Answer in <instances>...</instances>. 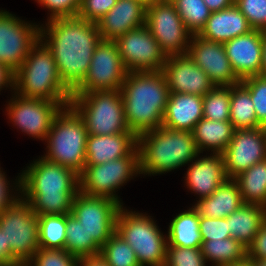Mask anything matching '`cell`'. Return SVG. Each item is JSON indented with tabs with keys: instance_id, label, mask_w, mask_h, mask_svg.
Returning <instances> with one entry per match:
<instances>
[{
	"instance_id": "55",
	"label": "cell",
	"mask_w": 266,
	"mask_h": 266,
	"mask_svg": "<svg viewBox=\"0 0 266 266\" xmlns=\"http://www.w3.org/2000/svg\"><path fill=\"white\" fill-rule=\"evenodd\" d=\"M133 1L143 2L147 6L151 0H133Z\"/></svg>"
},
{
	"instance_id": "4",
	"label": "cell",
	"mask_w": 266,
	"mask_h": 266,
	"mask_svg": "<svg viewBox=\"0 0 266 266\" xmlns=\"http://www.w3.org/2000/svg\"><path fill=\"white\" fill-rule=\"evenodd\" d=\"M139 173L157 175L190 163L198 154L192 132L166 127L138 135Z\"/></svg>"
},
{
	"instance_id": "5",
	"label": "cell",
	"mask_w": 266,
	"mask_h": 266,
	"mask_svg": "<svg viewBox=\"0 0 266 266\" xmlns=\"http://www.w3.org/2000/svg\"><path fill=\"white\" fill-rule=\"evenodd\" d=\"M15 93L25 98H39L70 105L72 92L60 79L55 59L47 45L39 39L15 72Z\"/></svg>"
},
{
	"instance_id": "31",
	"label": "cell",
	"mask_w": 266,
	"mask_h": 266,
	"mask_svg": "<svg viewBox=\"0 0 266 266\" xmlns=\"http://www.w3.org/2000/svg\"><path fill=\"white\" fill-rule=\"evenodd\" d=\"M237 182L244 204L266 207V159L252 165L237 175Z\"/></svg>"
},
{
	"instance_id": "11",
	"label": "cell",
	"mask_w": 266,
	"mask_h": 266,
	"mask_svg": "<svg viewBox=\"0 0 266 266\" xmlns=\"http://www.w3.org/2000/svg\"><path fill=\"white\" fill-rule=\"evenodd\" d=\"M0 229L5 246H10L21 264H26L40 248L38 215L23 199L0 214Z\"/></svg>"
},
{
	"instance_id": "12",
	"label": "cell",
	"mask_w": 266,
	"mask_h": 266,
	"mask_svg": "<svg viewBox=\"0 0 266 266\" xmlns=\"http://www.w3.org/2000/svg\"><path fill=\"white\" fill-rule=\"evenodd\" d=\"M127 72L116 42L101 40L92 54L87 75L72 94L120 90Z\"/></svg>"
},
{
	"instance_id": "23",
	"label": "cell",
	"mask_w": 266,
	"mask_h": 266,
	"mask_svg": "<svg viewBox=\"0 0 266 266\" xmlns=\"http://www.w3.org/2000/svg\"><path fill=\"white\" fill-rule=\"evenodd\" d=\"M125 156H139L135 133L113 135L88 134L85 165H98Z\"/></svg>"
},
{
	"instance_id": "37",
	"label": "cell",
	"mask_w": 266,
	"mask_h": 266,
	"mask_svg": "<svg viewBox=\"0 0 266 266\" xmlns=\"http://www.w3.org/2000/svg\"><path fill=\"white\" fill-rule=\"evenodd\" d=\"M99 256L108 266H140L133 248L116 232L101 247Z\"/></svg>"
},
{
	"instance_id": "22",
	"label": "cell",
	"mask_w": 266,
	"mask_h": 266,
	"mask_svg": "<svg viewBox=\"0 0 266 266\" xmlns=\"http://www.w3.org/2000/svg\"><path fill=\"white\" fill-rule=\"evenodd\" d=\"M200 153L190 162L185 174V185L199 199L209 197L228 177L225 172L222 154L212 153L198 158Z\"/></svg>"
},
{
	"instance_id": "42",
	"label": "cell",
	"mask_w": 266,
	"mask_h": 266,
	"mask_svg": "<svg viewBox=\"0 0 266 266\" xmlns=\"http://www.w3.org/2000/svg\"><path fill=\"white\" fill-rule=\"evenodd\" d=\"M199 231L202 241L227 239L231 237L227 217L208 218L199 216Z\"/></svg>"
},
{
	"instance_id": "3",
	"label": "cell",
	"mask_w": 266,
	"mask_h": 266,
	"mask_svg": "<svg viewBox=\"0 0 266 266\" xmlns=\"http://www.w3.org/2000/svg\"><path fill=\"white\" fill-rule=\"evenodd\" d=\"M120 91L130 131L138 136L162 127L170 93L162 70L127 72Z\"/></svg>"
},
{
	"instance_id": "10",
	"label": "cell",
	"mask_w": 266,
	"mask_h": 266,
	"mask_svg": "<svg viewBox=\"0 0 266 266\" xmlns=\"http://www.w3.org/2000/svg\"><path fill=\"white\" fill-rule=\"evenodd\" d=\"M122 206L106 197H93L78 192L73 200V215L86 231V242L99 252L116 232V218Z\"/></svg>"
},
{
	"instance_id": "52",
	"label": "cell",
	"mask_w": 266,
	"mask_h": 266,
	"mask_svg": "<svg viewBox=\"0 0 266 266\" xmlns=\"http://www.w3.org/2000/svg\"><path fill=\"white\" fill-rule=\"evenodd\" d=\"M234 266H254V263L246 259L243 262L235 264Z\"/></svg>"
},
{
	"instance_id": "45",
	"label": "cell",
	"mask_w": 266,
	"mask_h": 266,
	"mask_svg": "<svg viewBox=\"0 0 266 266\" xmlns=\"http://www.w3.org/2000/svg\"><path fill=\"white\" fill-rule=\"evenodd\" d=\"M247 260H266V221L247 247Z\"/></svg>"
},
{
	"instance_id": "35",
	"label": "cell",
	"mask_w": 266,
	"mask_h": 266,
	"mask_svg": "<svg viewBox=\"0 0 266 266\" xmlns=\"http://www.w3.org/2000/svg\"><path fill=\"white\" fill-rule=\"evenodd\" d=\"M172 4L192 35L200 33L211 15L204 0H175Z\"/></svg>"
},
{
	"instance_id": "46",
	"label": "cell",
	"mask_w": 266,
	"mask_h": 266,
	"mask_svg": "<svg viewBox=\"0 0 266 266\" xmlns=\"http://www.w3.org/2000/svg\"><path fill=\"white\" fill-rule=\"evenodd\" d=\"M9 183L10 181L7 180L5 172L0 168V214L6 209L13 207L22 199V195H16L15 193L17 192H14V189H10L12 186Z\"/></svg>"
},
{
	"instance_id": "21",
	"label": "cell",
	"mask_w": 266,
	"mask_h": 266,
	"mask_svg": "<svg viewBox=\"0 0 266 266\" xmlns=\"http://www.w3.org/2000/svg\"><path fill=\"white\" fill-rule=\"evenodd\" d=\"M146 8L143 2L117 0L112 9L97 22L101 39L115 41L124 33L145 25Z\"/></svg>"
},
{
	"instance_id": "44",
	"label": "cell",
	"mask_w": 266,
	"mask_h": 266,
	"mask_svg": "<svg viewBox=\"0 0 266 266\" xmlns=\"http://www.w3.org/2000/svg\"><path fill=\"white\" fill-rule=\"evenodd\" d=\"M117 0H82L77 17L97 23L116 4Z\"/></svg>"
},
{
	"instance_id": "15",
	"label": "cell",
	"mask_w": 266,
	"mask_h": 266,
	"mask_svg": "<svg viewBox=\"0 0 266 266\" xmlns=\"http://www.w3.org/2000/svg\"><path fill=\"white\" fill-rule=\"evenodd\" d=\"M39 26L0 10V62L16 72L40 39Z\"/></svg>"
},
{
	"instance_id": "29",
	"label": "cell",
	"mask_w": 266,
	"mask_h": 266,
	"mask_svg": "<svg viewBox=\"0 0 266 266\" xmlns=\"http://www.w3.org/2000/svg\"><path fill=\"white\" fill-rule=\"evenodd\" d=\"M169 224L167 246L201 248L199 215L193 207L176 215Z\"/></svg>"
},
{
	"instance_id": "38",
	"label": "cell",
	"mask_w": 266,
	"mask_h": 266,
	"mask_svg": "<svg viewBox=\"0 0 266 266\" xmlns=\"http://www.w3.org/2000/svg\"><path fill=\"white\" fill-rule=\"evenodd\" d=\"M241 83L249 90L256 112L257 122L266 126V76H250L241 80Z\"/></svg>"
},
{
	"instance_id": "32",
	"label": "cell",
	"mask_w": 266,
	"mask_h": 266,
	"mask_svg": "<svg viewBox=\"0 0 266 266\" xmlns=\"http://www.w3.org/2000/svg\"><path fill=\"white\" fill-rule=\"evenodd\" d=\"M229 121L235 130L262 127L257 122L250 92L241 82L231 86Z\"/></svg>"
},
{
	"instance_id": "39",
	"label": "cell",
	"mask_w": 266,
	"mask_h": 266,
	"mask_svg": "<svg viewBox=\"0 0 266 266\" xmlns=\"http://www.w3.org/2000/svg\"><path fill=\"white\" fill-rule=\"evenodd\" d=\"M79 259L65 249L39 248L27 266H78Z\"/></svg>"
},
{
	"instance_id": "1",
	"label": "cell",
	"mask_w": 266,
	"mask_h": 266,
	"mask_svg": "<svg viewBox=\"0 0 266 266\" xmlns=\"http://www.w3.org/2000/svg\"><path fill=\"white\" fill-rule=\"evenodd\" d=\"M40 39L51 50L63 84L73 92L87 75L102 40L97 23L79 17L49 20L40 25Z\"/></svg>"
},
{
	"instance_id": "2",
	"label": "cell",
	"mask_w": 266,
	"mask_h": 266,
	"mask_svg": "<svg viewBox=\"0 0 266 266\" xmlns=\"http://www.w3.org/2000/svg\"><path fill=\"white\" fill-rule=\"evenodd\" d=\"M26 167L13 184L33 212L38 216L71 214L74 197L79 192V175L43 157Z\"/></svg>"
},
{
	"instance_id": "28",
	"label": "cell",
	"mask_w": 266,
	"mask_h": 266,
	"mask_svg": "<svg viewBox=\"0 0 266 266\" xmlns=\"http://www.w3.org/2000/svg\"><path fill=\"white\" fill-rule=\"evenodd\" d=\"M234 130L230 121H211L202 118L194 126L192 134L200 154L205 150H210L212 154H222L228 147Z\"/></svg>"
},
{
	"instance_id": "40",
	"label": "cell",
	"mask_w": 266,
	"mask_h": 266,
	"mask_svg": "<svg viewBox=\"0 0 266 266\" xmlns=\"http://www.w3.org/2000/svg\"><path fill=\"white\" fill-rule=\"evenodd\" d=\"M201 248L167 246L164 266H206Z\"/></svg>"
},
{
	"instance_id": "8",
	"label": "cell",
	"mask_w": 266,
	"mask_h": 266,
	"mask_svg": "<svg viewBox=\"0 0 266 266\" xmlns=\"http://www.w3.org/2000/svg\"><path fill=\"white\" fill-rule=\"evenodd\" d=\"M70 105L83 118L88 134L134 133L125 120L120 90L72 94Z\"/></svg>"
},
{
	"instance_id": "9",
	"label": "cell",
	"mask_w": 266,
	"mask_h": 266,
	"mask_svg": "<svg viewBox=\"0 0 266 266\" xmlns=\"http://www.w3.org/2000/svg\"><path fill=\"white\" fill-rule=\"evenodd\" d=\"M138 174L139 156H125L103 164L85 165L79 174V192L93 197H106L123 206L116 192Z\"/></svg>"
},
{
	"instance_id": "33",
	"label": "cell",
	"mask_w": 266,
	"mask_h": 266,
	"mask_svg": "<svg viewBox=\"0 0 266 266\" xmlns=\"http://www.w3.org/2000/svg\"><path fill=\"white\" fill-rule=\"evenodd\" d=\"M39 222V247L64 249L66 241V215H41Z\"/></svg>"
},
{
	"instance_id": "41",
	"label": "cell",
	"mask_w": 266,
	"mask_h": 266,
	"mask_svg": "<svg viewBox=\"0 0 266 266\" xmlns=\"http://www.w3.org/2000/svg\"><path fill=\"white\" fill-rule=\"evenodd\" d=\"M234 4L253 29L266 31V0H234Z\"/></svg>"
},
{
	"instance_id": "53",
	"label": "cell",
	"mask_w": 266,
	"mask_h": 266,
	"mask_svg": "<svg viewBox=\"0 0 266 266\" xmlns=\"http://www.w3.org/2000/svg\"><path fill=\"white\" fill-rule=\"evenodd\" d=\"M254 263V266H266V260H250Z\"/></svg>"
},
{
	"instance_id": "47",
	"label": "cell",
	"mask_w": 266,
	"mask_h": 266,
	"mask_svg": "<svg viewBox=\"0 0 266 266\" xmlns=\"http://www.w3.org/2000/svg\"><path fill=\"white\" fill-rule=\"evenodd\" d=\"M0 264L3 266L21 265V263L12 255L10 246H5V238L1 229H0Z\"/></svg>"
},
{
	"instance_id": "20",
	"label": "cell",
	"mask_w": 266,
	"mask_h": 266,
	"mask_svg": "<svg viewBox=\"0 0 266 266\" xmlns=\"http://www.w3.org/2000/svg\"><path fill=\"white\" fill-rule=\"evenodd\" d=\"M263 35L264 31L253 29L223 43L231 67L240 80L261 75Z\"/></svg>"
},
{
	"instance_id": "16",
	"label": "cell",
	"mask_w": 266,
	"mask_h": 266,
	"mask_svg": "<svg viewBox=\"0 0 266 266\" xmlns=\"http://www.w3.org/2000/svg\"><path fill=\"white\" fill-rule=\"evenodd\" d=\"M13 93L6 106L12 124L35 139L45 140L55 116L63 107L50 100L25 98Z\"/></svg>"
},
{
	"instance_id": "18",
	"label": "cell",
	"mask_w": 266,
	"mask_h": 266,
	"mask_svg": "<svg viewBox=\"0 0 266 266\" xmlns=\"http://www.w3.org/2000/svg\"><path fill=\"white\" fill-rule=\"evenodd\" d=\"M187 54L206 72L215 86H232L241 82L231 67L223 43L209 41L194 34Z\"/></svg>"
},
{
	"instance_id": "7",
	"label": "cell",
	"mask_w": 266,
	"mask_h": 266,
	"mask_svg": "<svg viewBox=\"0 0 266 266\" xmlns=\"http://www.w3.org/2000/svg\"><path fill=\"white\" fill-rule=\"evenodd\" d=\"M151 217L122 206L116 218V233L133 248L140 266H164L167 236Z\"/></svg>"
},
{
	"instance_id": "6",
	"label": "cell",
	"mask_w": 266,
	"mask_h": 266,
	"mask_svg": "<svg viewBox=\"0 0 266 266\" xmlns=\"http://www.w3.org/2000/svg\"><path fill=\"white\" fill-rule=\"evenodd\" d=\"M87 137L83 118L71 105L66 106L52 122L45 139L48 146L43 158L68 167L79 175L85 168Z\"/></svg>"
},
{
	"instance_id": "50",
	"label": "cell",
	"mask_w": 266,
	"mask_h": 266,
	"mask_svg": "<svg viewBox=\"0 0 266 266\" xmlns=\"http://www.w3.org/2000/svg\"><path fill=\"white\" fill-rule=\"evenodd\" d=\"M78 266H108L107 263L98 255L79 259Z\"/></svg>"
},
{
	"instance_id": "54",
	"label": "cell",
	"mask_w": 266,
	"mask_h": 266,
	"mask_svg": "<svg viewBox=\"0 0 266 266\" xmlns=\"http://www.w3.org/2000/svg\"><path fill=\"white\" fill-rule=\"evenodd\" d=\"M158 3H173L175 0H151Z\"/></svg>"
},
{
	"instance_id": "48",
	"label": "cell",
	"mask_w": 266,
	"mask_h": 266,
	"mask_svg": "<svg viewBox=\"0 0 266 266\" xmlns=\"http://www.w3.org/2000/svg\"><path fill=\"white\" fill-rule=\"evenodd\" d=\"M9 86L15 90V72L0 62V91Z\"/></svg>"
},
{
	"instance_id": "49",
	"label": "cell",
	"mask_w": 266,
	"mask_h": 266,
	"mask_svg": "<svg viewBox=\"0 0 266 266\" xmlns=\"http://www.w3.org/2000/svg\"><path fill=\"white\" fill-rule=\"evenodd\" d=\"M204 2L211 12L229 8L234 4V0H204Z\"/></svg>"
},
{
	"instance_id": "56",
	"label": "cell",
	"mask_w": 266,
	"mask_h": 266,
	"mask_svg": "<svg viewBox=\"0 0 266 266\" xmlns=\"http://www.w3.org/2000/svg\"><path fill=\"white\" fill-rule=\"evenodd\" d=\"M264 134H265V139H266V126L264 127Z\"/></svg>"
},
{
	"instance_id": "19",
	"label": "cell",
	"mask_w": 266,
	"mask_h": 266,
	"mask_svg": "<svg viewBox=\"0 0 266 266\" xmlns=\"http://www.w3.org/2000/svg\"><path fill=\"white\" fill-rule=\"evenodd\" d=\"M162 72L169 92L204 96L215 87L206 72L188 54L167 56Z\"/></svg>"
},
{
	"instance_id": "30",
	"label": "cell",
	"mask_w": 266,
	"mask_h": 266,
	"mask_svg": "<svg viewBox=\"0 0 266 266\" xmlns=\"http://www.w3.org/2000/svg\"><path fill=\"white\" fill-rule=\"evenodd\" d=\"M201 251L212 266H234L247 259V248L232 237L202 241Z\"/></svg>"
},
{
	"instance_id": "51",
	"label": "cell",
	"mask_w": 266,
	"mask_h": 266,
	"mask_svg": "<svg viewBox=\"0 0 266 266\" xmlns=\"http://www.w3.org/2000/svg\"><path fill=\"white\" fill-rule=\"evenodd\" d=\"M261 76H266V31H264V35H263Z\"/></svg>"
},
{
	"instance_id": "36",
	"label": "cell",
	"mask_w": 266,
	"mask_h": 266,
	"mask_svg": "<svg viewBox=\"0 0 266 266\" xmlns=\"http://www.w3.org/2000/svg\"><path fill=\"white\" fill-rule=\"evenodd\" d=\"M231 86H215L203 96V118L229 121Z\"/></svg>"
},
{
	"instance_id": "26",
	"label": "cell",
	"mask_w": 266,
	"mask_h": 266,
	"mask_svg": "<svg viewBox=\"0 0 266 266\" xmlns=\"http://www.w3.org/2000/svg\"><path fill=\"white\" fill-rule=\"evenodd\" d=\"M243 204L237 182L234 179H227L209 197L198 199L192 207L199 216L226 218Z\"/></svg>"
},
{
	"instance_id": "13",
	"label": "cell",
	"mask_w": 266,
	"mask_h": 266,
	"mask_svg": "<svg viewBox=\"0 0 266 266\" xmlns=\"http://www.w3.org/2000/svg\"><path fill=\"white\" fill-rule=\"evenodd\" d=\"M145 25L167 56L187 54L192 34L172 3L150 1Z\"/></svg>"
},
{
	"instance_id": "27",
	"label": "cell",
	"mask_w": 266,
	"mask_h": 266,
	"mask_svg": "<svg viewBox=\"0 0 266 266\" xmlns=\"http://www.w3.org/2000/svg\"><path fill=\"white\" fill-rule=\"evenodd\" d=\"M265 221L266 207L257 204H243L227 216L230 236L246 248Z\"/></svg>"
},
{
	"instance_id": "17",
	"label": "cell",
	"mask_w": 266,
	"mask_h": 266,
	"mask_svg": "<svg viewBox=\"0 0 266 266\" xmlns=\"http://www.w3.org/2000/svg\"><path fill=\"white\" fill-rule=\"evenodd\" d=\"M228 179L266 159L264 127L234 130L228 147L222 153Z\"/></svg>"
},
{
	"instance_id": "43",
	"label": "cell",
	"mask_w": 266,
	"mask_h": 266,
	"mask_svg": "<svg viewBox=\"0 0 266 266\" xmlns=\"http://www.w3.org/2000/svg\"><path fill=\"white\" fill-rule=\"evenodd\" d=\"M39 5L50 10L47 21L58 18L77 17L82 0H35Z\"/></svg>"
},
{
	"instance_id": "34",
	"label": "cell",
	"mask_w": 266,
	"mask_h": 266,
	"mask_svg": "<svg viewBox=\"0 0 266 266\" xmlns=\"http://www.w3.org/2000/svg\"><path fill=\"white\" fill-rule=\"evenodd\" d=\"M64 249L78 259L98 256L100 252L86 242V231L71 214H66V241Z\"/></svg>"
},
{
	"instance_id": "24",
	"label": "cell",
	"mask_w": 266,
	"mask_h": 266,
	"mask_svg": "<svg viewBox=\"0 0 266 266\" xmlns=\"http://www.w3.org/2000/svg\"><path fill=\"white\" fill-rule=\"evenodd\" d=\"M203 118V96L187 93H169L162 126L192 132Z\"/></svg>"
},
{
	"instance_id": "14",
	"label": "cell",
	"mask_w": 266,
	"mask_h": 266,
	"mask_svg": "<svg viewBox=\"0 0 266 266\" xmlns=\"http://www.w3.org/2000/svg\"><path fill=\"white\" fill-rule=\"evenodd\" d=\"M115 42L128 72L162 70L166 63L167 55L146 25L124 33Z\"/></svg>"
},
{
	"instance_id": "25",
	"label": "cell",
	"mask_w": 266,
	"mask_h": 266,
	"mask_svg": "<svg viewBox=\"0 0 266 266\" xmlns=\"http://www.w3.org/2000/svg\"><path fill=\"white\" fill-rule=\"evenodd\" d=\"M252 30L245 15L233 4L229 8L211 12L198 35L209 41L225 43Z\"/></svg>"
}]
</instances>
